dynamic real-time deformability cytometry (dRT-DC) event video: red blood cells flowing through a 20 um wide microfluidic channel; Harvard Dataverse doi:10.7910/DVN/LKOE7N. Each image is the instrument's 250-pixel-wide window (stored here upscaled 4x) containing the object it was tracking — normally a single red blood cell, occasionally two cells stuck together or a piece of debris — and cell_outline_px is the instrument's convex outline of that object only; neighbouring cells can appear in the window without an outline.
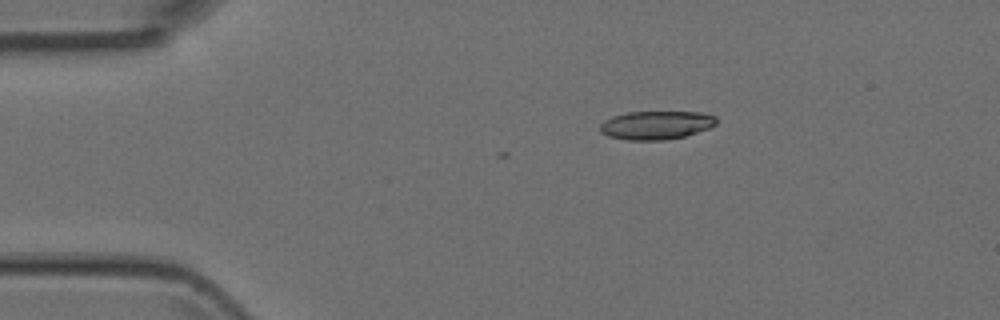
{"species": "Egyptian fruit bat (a non-hibernating species)", "species_latin": "Rousettus aegyptiacus", "temperature_condition": "room temperature", "stored_images_in_passage": 3, "camera_frame_rate_fps": 3000, "um_per_image_px": 0.085, "animal": {"sex": "female"}, "frame": {"image": 1, "passage_image": 1, "time_ms": 0.0, "image_size_px": [1000, 320], "cell_outline_px": [[716, 124], [708, 128], [684, 136], [664, 140], [628, 140], [608, 136], [600, 132], [600, 124], [604, 120], [612, 116], [628, 112], [700, 112], [716, 116]], "centroid_in_image_um": [55.74, 10.63], "position_along_channel_um": 29.3, "area_um2": 19.25}}